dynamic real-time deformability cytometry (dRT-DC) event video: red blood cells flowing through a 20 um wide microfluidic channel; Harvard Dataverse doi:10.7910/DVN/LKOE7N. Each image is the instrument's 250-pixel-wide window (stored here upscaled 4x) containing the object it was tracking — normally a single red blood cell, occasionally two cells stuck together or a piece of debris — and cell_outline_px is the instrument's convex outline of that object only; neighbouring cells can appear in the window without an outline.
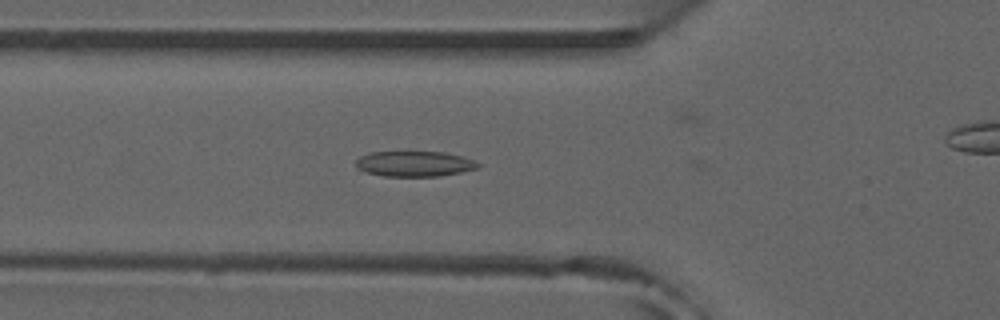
{"species": "common noctule bat (a hibernating species)", "species_latin": "Nyctalus noctula", "temperature_condition": "room temperature", "stored_images_in_passage": 3, "camera_frame_rate_fps": 3000, "um_per_image_px": 0.085, "animal": {"sex": "male", "forearm_length_mm": 52.5}, "frame": {"image": 1, "passage_image": 2, "time_ms": 0.333, "image_size_px": [1000, 320], "cell_outline_px": [[480, 168], [440, 176], [384, 176], [368, 172], [356, 168], [356, 160], [360, 156], [372, 152], [444, 152], [460, 156], [472, 160], [480, 164]], "centroid_in_image_um": [35.23, 13.92], "position_along_channel_um": 90.6, "area_um2": 17.92}}